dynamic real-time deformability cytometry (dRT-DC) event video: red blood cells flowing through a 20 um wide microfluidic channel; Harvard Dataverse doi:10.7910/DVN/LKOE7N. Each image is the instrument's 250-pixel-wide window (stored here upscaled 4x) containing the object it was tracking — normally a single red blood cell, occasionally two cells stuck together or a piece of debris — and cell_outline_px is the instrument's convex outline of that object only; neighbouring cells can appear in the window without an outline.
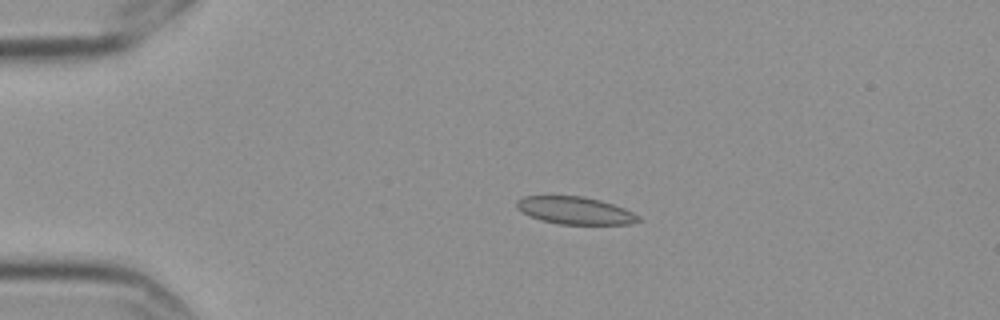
{"species": "Egyptian fruit bat (a non-hibernating species)", "species_latin": "Rousettus aegyptiacus", "temperature_condition": "cold", "stored_images_in_passage": 7, "camera_frame_rate_fps": 3000, "um_per_image_px": 0.085, "frame": {"image": 1, "passage_image": 3, "time_ms": 0.667, "image_size_px": [1000, 320], "cell_outline_px": [[640, 220], [628, 224], [560, 224], [540, 220], [528, 216], [520, 212], [516, 208], [516, 200], [524, 196], [584, 196], [600, 200], [624, 208], [640, 216]], "centroid_in_image_um": [48.82, 17.89], "position_along_channel_um": 36.2, "area_um2": 19.54}}
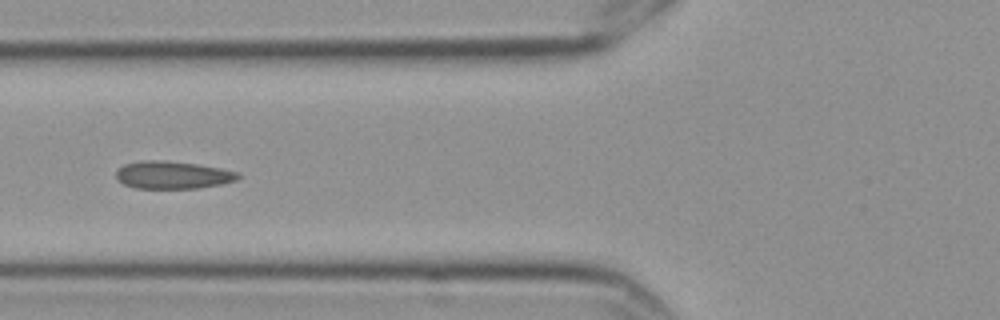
{"frame": {"image": 2, "passage_image": 6, "time_ms": 1.667, "image_size_px": [1000, 320], "cell_outline_px": [[240, 176], [236, 180], [220, 184], [200, 188], [136, 188], [124, 184], [116, 180], [116, 172], [124, 164], [144, 160], [164, 160], [196, 164], [220, 168], [240, 172]], "centroid_in_image_um": [14.67, 14.87], "position_along_channel_um": 111.1, "area_um2": 19.59}}
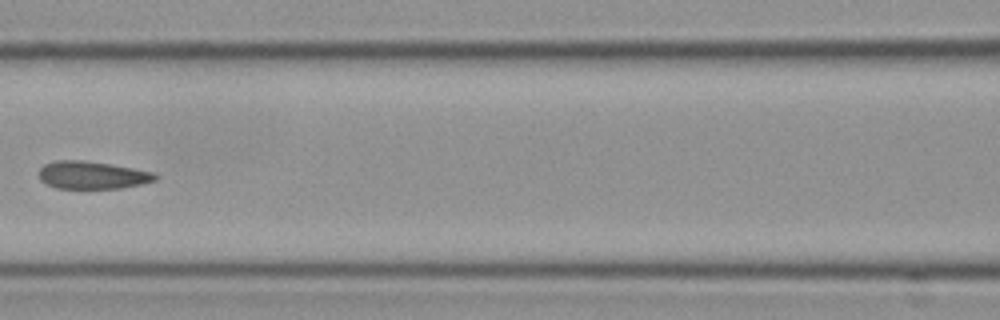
{"frame": {"image": 3, "passage_image": 7, "time_ms": 2.0, "image_size_px": [1000, 320], "cell_outline_px": [[156, 180], [140, 184], [120, 188], [56, 188], [40, 180], [40, 168], [44, 164], [56, 160], [80, 160], [108, 164], [132, 168], [152, 172], [156, 176]], "centroid_in_image_um": [7.8, 14.88], "position_along_channel_um": 158.8, "area_um2": 18.38}}